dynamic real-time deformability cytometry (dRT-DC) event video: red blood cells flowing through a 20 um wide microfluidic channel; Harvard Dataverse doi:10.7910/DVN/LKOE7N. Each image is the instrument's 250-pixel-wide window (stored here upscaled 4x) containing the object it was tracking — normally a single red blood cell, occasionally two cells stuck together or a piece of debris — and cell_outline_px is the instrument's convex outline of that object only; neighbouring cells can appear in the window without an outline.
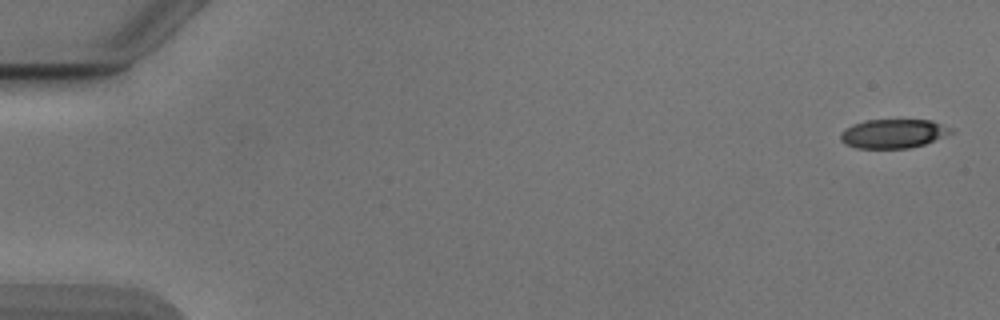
{"species": "Egyptian fruit bat (a non-hibernating species)", "species_latin": "Rousettus aegyptiacus", "temperature_condition": "cold", "stored_images_in_passage": 51, "camera_frame_rate_fps": 3000, "um_per_image_px": 0.085, "animal": {"sex": "male"}, "frame": {"image": 1, "passage_image": 1, "time_ms": 0.0, "image_size_px": [1000, 320], "cell_outline_px": [[956, 128], [952, 132], [924, 144], [908, 148], [856, 148], [844, 144], [840, 140], [840, 132], [852, 124], [864, 120], [932, 120]], "centroid_in_image_um": [75.91, 11.35], "position_along_channel_um": 9.1, "area_um2": 18.79}}
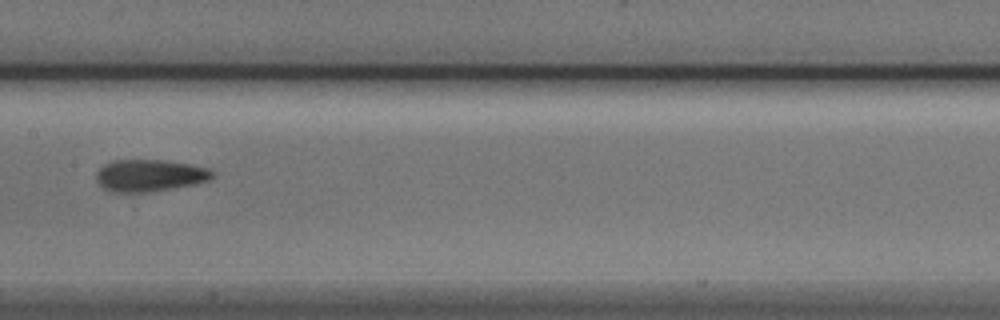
{"frame": {"image": 2, "passage_image": 27, "time_ms": 8.667, "image_size_px": [1000, 320], "cell_outline_px": [[216, 176], [208, 180], [192, 184], [148, 192], [112, 192], [104, 188], [96, 180], [96, 172], [104, 164], [112, 160], [164, 160], [192, 164], [208, 168], [216, 172]], "centroid_in_image_um": [12.73, 14.9], "position_along_channel_um": 194.7, "area_um2": 21.68}}
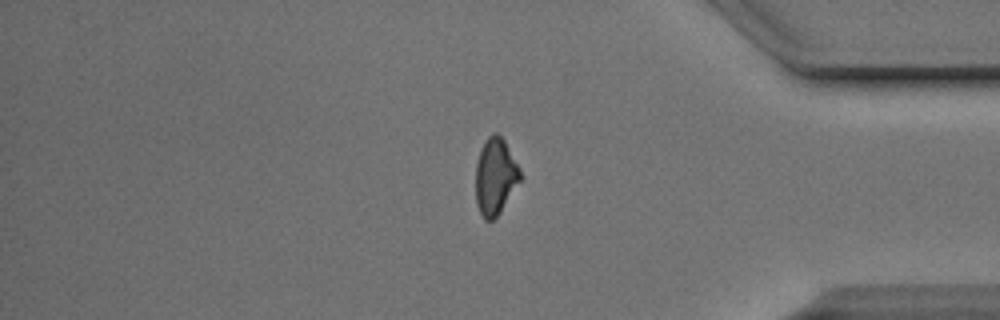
{"frame": {"image": 3, "passage_image": 44, "time_ms": 14.333, "image_size_px": [1000, 320], "cell_outline_px": [[520, 180], [500, 212], [492, 220], [484, 220], [476, 204], [476, 164], [480, 148], [488, 136], [492, 132], [496, 132], [504, 140], [520, 168]], "centroid_in_image_um": [42.08, 14.98], "position_along_channel_um": 393.1, "area_um2": 19.71}}